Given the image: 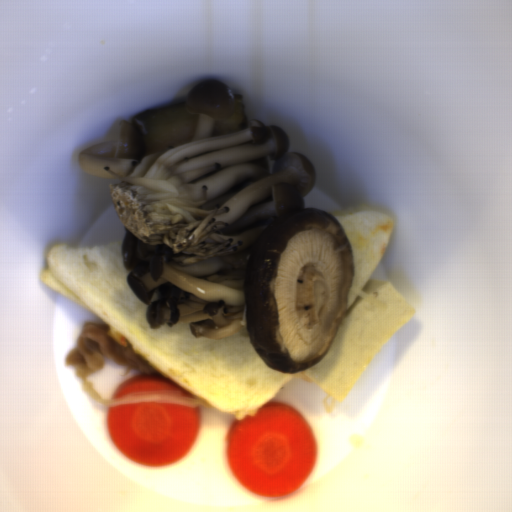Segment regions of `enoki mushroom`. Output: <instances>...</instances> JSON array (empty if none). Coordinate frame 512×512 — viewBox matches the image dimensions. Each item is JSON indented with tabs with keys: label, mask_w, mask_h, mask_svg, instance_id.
<instances>
[{
	"label": "enoki mushroom",
	"mask_w": 512,
	"mask_h": 512,
	"mask_svg": "<svg viewBox=\"0 0 512 512\" xmlns=\"http://www.w3.org/2000/svg\"><path fill=\"white\" fill-rule=\"evenodd\" d=\"M82 389L84 394L100 406L112 407L119 403L130 402H174L187 406H197L200 409H212L210 402L201 397H177V396H162V395H136L118 398L114 400H106L100 396L94 388V383L87 377H81Z\"/></svg>",
	"instance_id": "enoki-mushroom-1"
}]
</instances>
